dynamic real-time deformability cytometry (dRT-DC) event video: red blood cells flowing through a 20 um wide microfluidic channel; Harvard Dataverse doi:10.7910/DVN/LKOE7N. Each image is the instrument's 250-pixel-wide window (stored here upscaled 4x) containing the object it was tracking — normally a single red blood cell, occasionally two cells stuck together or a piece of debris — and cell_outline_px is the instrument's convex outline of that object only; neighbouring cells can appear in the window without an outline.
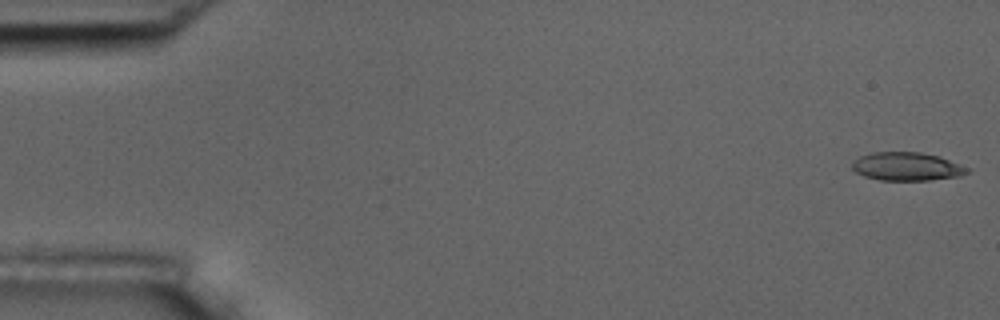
{"species": "common noctule bat (a hibernating species)", "species_latin": "Nyctalus noctula", "temperature_condition": "room temperature", "stored_images_in_passage": 54, "camera_frame_rate_fps": 3000, "um_per_image_px": 0.085, "animal": {"sex": "male", "body_mass_g": 17.5, "forearm_length_mm": 52.3}, "frame": {"image": 1, "passage_image": 1, "time_ms": 0.0, "image_size_px": [1000, 320], "cell_outline_px": [[972, 172], [960, 176], [928, 180], [880, 180], [864, 176], [856, 172], [852, 168], [852, 160], [860, 156], [872, 152], [920, 152], [940, 156], [972, 168]], "centroid_in_image_um": [77.13, 14.15], "position_along_channel_um": 7.9, "area_um2": 19.31}}
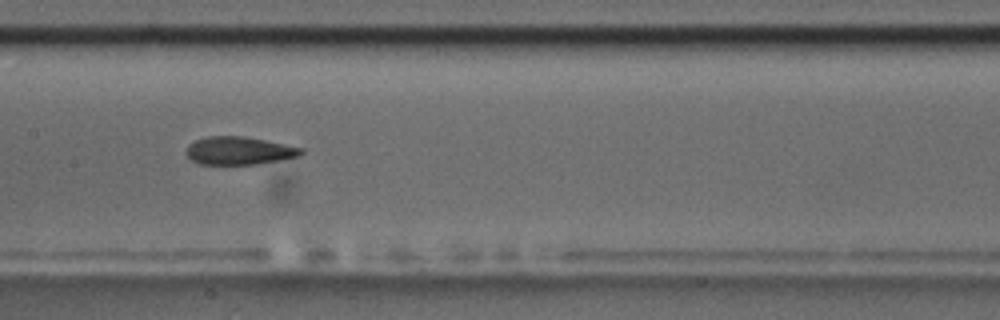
{"frame": {"image": 2, "passage_image": 27, "time_ms": 8.667, "image_size_px": [1000, 320], "cell_outline_px": [[304, 152], [300, 156], [256, 164], [200, 164], [192, 160], [184, 152], [188, 144], [196, 140], [208, 136], [244, 136], [304, 148]], "centroid_in_image_um": [20.31, 12.8], "position_along_channel_um": 187.1, "area_um2": 18.67}}
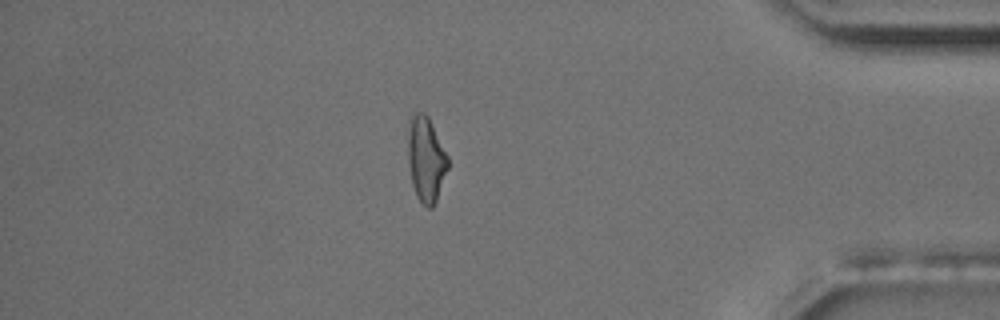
{"frame": {"image": 3, "passage_image": 47, "time_ms": 15.333, "image_size_px": [1000, 320], "cell_outline_px": [[448, 168], [436, 200], [432, 208], [428, 208], [416, 196], [412, 184], [408, 164], [408, 132], [412, 112], [424, 112], [428, 116], [448, 156]], "centroid_in_image_um": [36.2, 13.52], "position_along_channel_um": 399.0, "area_um2": 19.71}, "authors_computed_cell_mechanics": {"area_um2": 19.4786, "velocity_mm_per_s": 3.7077, "shape_relaxation_time_tau1_ms": 6.492, "shape_relaxation_time_tau2_ms": 3.1215, "deformation_change_tau1": 0.1863, "deformation_change_tau2": 0.1226}}